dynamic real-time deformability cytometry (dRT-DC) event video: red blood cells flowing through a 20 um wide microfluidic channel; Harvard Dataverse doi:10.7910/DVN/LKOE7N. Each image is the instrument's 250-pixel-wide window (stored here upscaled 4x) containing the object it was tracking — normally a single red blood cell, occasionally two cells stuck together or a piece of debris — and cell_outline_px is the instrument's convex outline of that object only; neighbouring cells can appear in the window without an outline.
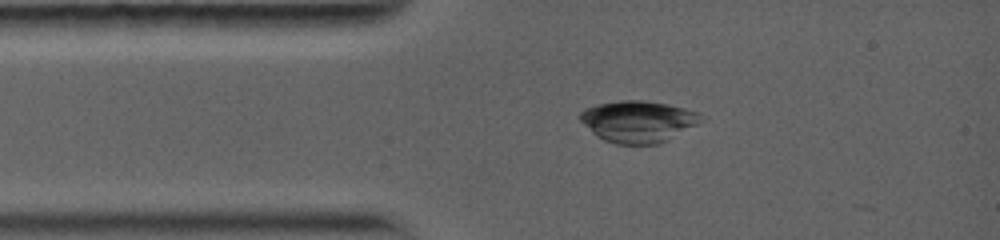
{"species": "common noctule bat (a hibernating species)", "species_latin": "Nyctalus noctula", "temperature_condition": "warm", "stored_images_in_passage": 4, "camera_frame_rate_fps": 5000, "um_per_image_px": 0.085, "animal": {"sex": "female", "body_mass_g": 19.0, "forearm_length_mm": 56.7}, "frame": {"image": 1, "passage_image": 2, "time_ms": 0.8, "image_size_px": [1000, 240], "cell_outline_px": [[704, 120], [668, 140], [660, 144], [616, 144], [604, 140], [592, 132], [580, 120], [580, 112], [584, 108], [596, 104], [620, 100], [644, 100], [668, 104], [700, 112]], "centroid_in_image_um": [54.25, 10.31], "position_along_channel_um": 30.8, "area_um2": 29.42}}
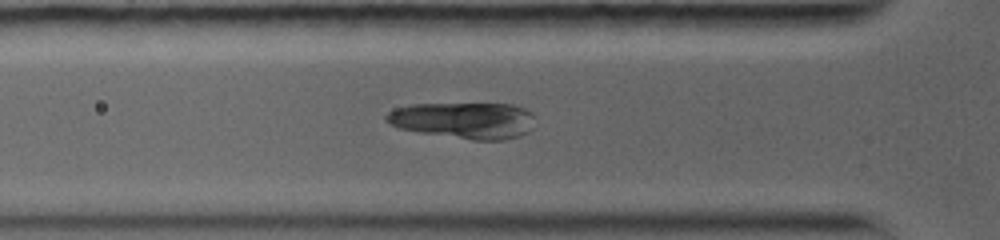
{"frame": {"image": 2, "passage_image": 4, "time_ms": 2.6, "image_size_px": [1000, 240], "cell_outline_px": [[532, 128], [528, 132], [520, 136], [504, 140], [472, 140], [420, 132], [400, 128], [384, 120], [384, 116], [388, 112], [396, 108], [412, 104], [512, 104], [524, 108], [532, 112]], "centroid_in_image_um": [39.44, 10.23], "position_along_channel_um": 86.4, "area_um2": 31.44}}